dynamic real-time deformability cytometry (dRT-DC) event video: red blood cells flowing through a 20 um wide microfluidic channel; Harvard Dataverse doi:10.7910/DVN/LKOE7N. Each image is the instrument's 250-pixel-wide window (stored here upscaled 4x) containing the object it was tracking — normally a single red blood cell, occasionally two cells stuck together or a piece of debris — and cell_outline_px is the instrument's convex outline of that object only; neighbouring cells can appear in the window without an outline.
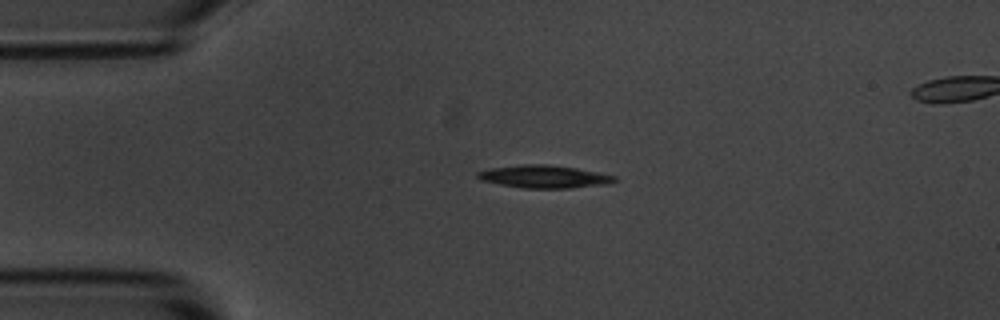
{"species": "common noctule bat (a hibernating species)", "species_latin": "Nyctalus noctula", "temperature_condition": "room temperature", "stored_images_in_passage": 4, "camera_frame_rate_fps": 3000, "um_per_image_px": 0.085, "animal": {"sex": "male", "body_mass_g": 20.1, "forearm_length_mm": 53.5}, "frame": {"image": 1, "passage_image": 2, "time_ms": 2.0, "image_size_px": [1000, 320], "cell_outline_px": [[616, 180], [604, 184], [572, 188], [524, 188], [500, 184], [480, 180], [476, 176], [476, 172], [492, 168], [524, 164], [552, 164], [576, 168], [616, 176]], "centroid_in_image_um": [46.22, 15.01], "position_along_channel_um": 38.8, "area_um2": 17.98}}